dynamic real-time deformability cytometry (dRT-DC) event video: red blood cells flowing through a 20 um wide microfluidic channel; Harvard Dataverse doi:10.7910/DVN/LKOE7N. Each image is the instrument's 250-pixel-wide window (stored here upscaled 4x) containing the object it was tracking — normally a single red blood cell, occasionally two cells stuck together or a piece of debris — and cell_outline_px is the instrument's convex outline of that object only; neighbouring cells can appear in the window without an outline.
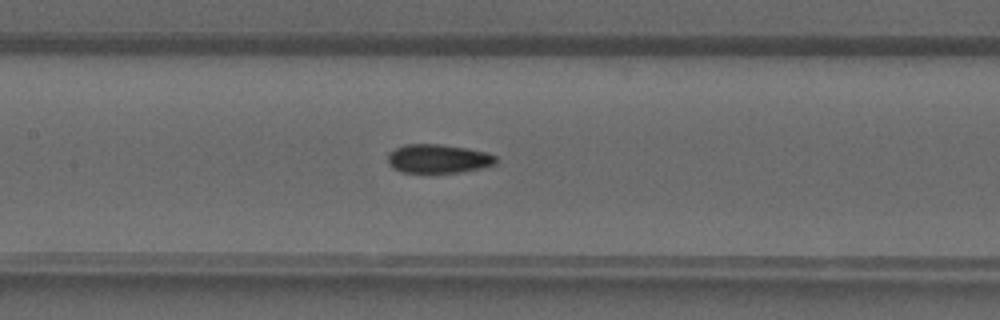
{"species": "common noctule bat (a hibernating species)", "species_latin": "Nyctalus noctula", "temperature_condition": "warm", "stored_images_in_passage": 30, "segment_of_instrument_passage": [1, 2], "camera_frame_rate_fps": 3000, "um_per_image_px": 0.085, "animal": {"sex": "male", "forearm_length_mm": 52.5}, "frame": {"image": 1, "passage_image": 8, "time_ms": 2.333, "image_size_px": [1000, 320], "cell_outline_px": [[496, 164], [480, 168], [460, 172], [400, 172], [392, 168], [388, 164], [388, 156], [396, 148], [404, 144], [440, 144], [468, 148], [488, 152], [496, 156]], "centroid_in_image_um": [37.26, 13.48], "position_along_channel_um": 170.1, "area_um2": 18.15}}
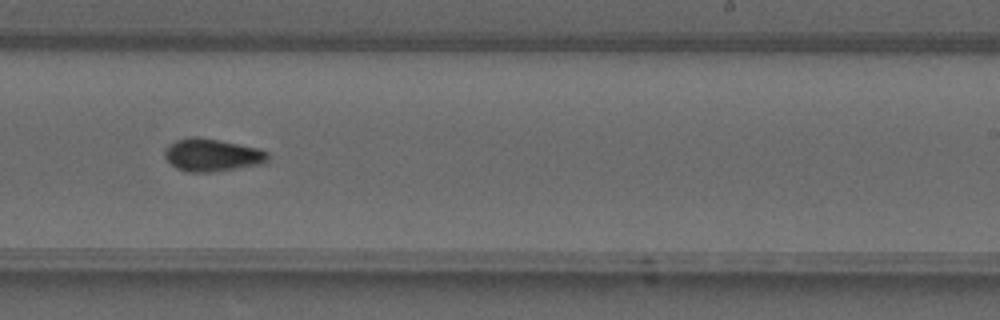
{"frame": {"image": 2, "passage_image": 14, "time_ms": 4.333, "image_size_px": [1000, 320], "cell_outline_px": [[268, 160], [264, 164], [208, 172], [188, 172], [176, 168], [164, 156], [164, 148], [168, 144], [176, 140], [196, 136], [256, 148], [268, 152]], "centroid_in_image_um": [17.99, 13.18], "position_along_channel_um": 271.0, "area_um2": 19.36}}
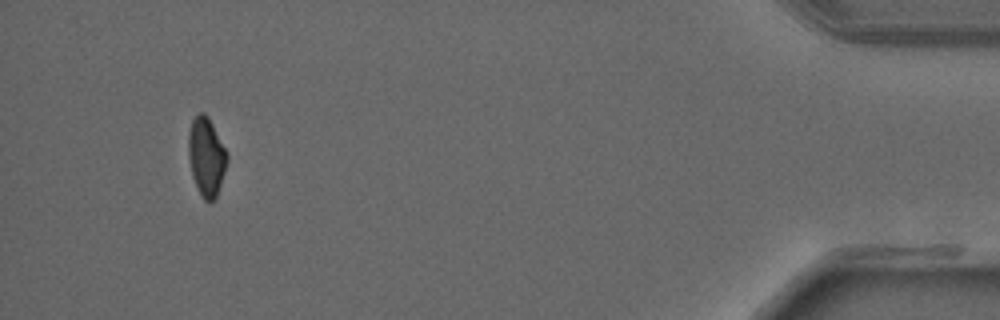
{"frame": {"image": 3, "passage_image": 27, "time_ms": 8.667, "image_size_px": [1000, 320], "cell_outline_px": [[228, 160], [216, 196], [212, 200], [204, 200], [192, 176], [188, 156], [188, 132], [192, 120], [200, 112], [204, 112], [208, 116], [228, 152]], "centroid_in_image_um": [17.54, 13.26], "position_along_channel_um": 417.7, "area_um2": 17.57}}